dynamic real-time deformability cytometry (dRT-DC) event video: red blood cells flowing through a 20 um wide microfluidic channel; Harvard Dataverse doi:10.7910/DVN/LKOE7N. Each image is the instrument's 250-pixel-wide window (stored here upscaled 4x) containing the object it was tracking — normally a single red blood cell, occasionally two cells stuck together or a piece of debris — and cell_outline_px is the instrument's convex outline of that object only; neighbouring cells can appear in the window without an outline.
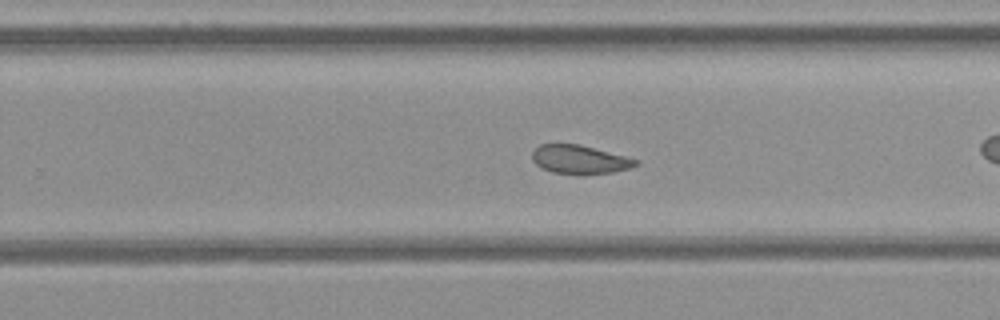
{"species": "common noctule bat (a hibernating species)", "species_latin": "Nyctalus noctula", "temperature_condition": "cold", "stored_images_in_passage": 31, "camera_frame_rate_fps": 3000, "um_per_image_px": 0.085, "animal": {"sex": "female", "body_mass_g": 21.9}, "frame": {"image": 1, "passage_image": 14, "time_ms": 4.333, "image_size_px": [1000, 320], "cell_outline_px": [[640, 164], [632, 168], [612, 172], [584, 176], [580, 176], [552, 172], [536, 164], [532, 160], [532, 152], [540, 144], [580, 144], [640, 160]], "centroid_in_image_um": [49.32, 13.58], "position_along_channel_um": 280.5, "area_um2": 17.69}}